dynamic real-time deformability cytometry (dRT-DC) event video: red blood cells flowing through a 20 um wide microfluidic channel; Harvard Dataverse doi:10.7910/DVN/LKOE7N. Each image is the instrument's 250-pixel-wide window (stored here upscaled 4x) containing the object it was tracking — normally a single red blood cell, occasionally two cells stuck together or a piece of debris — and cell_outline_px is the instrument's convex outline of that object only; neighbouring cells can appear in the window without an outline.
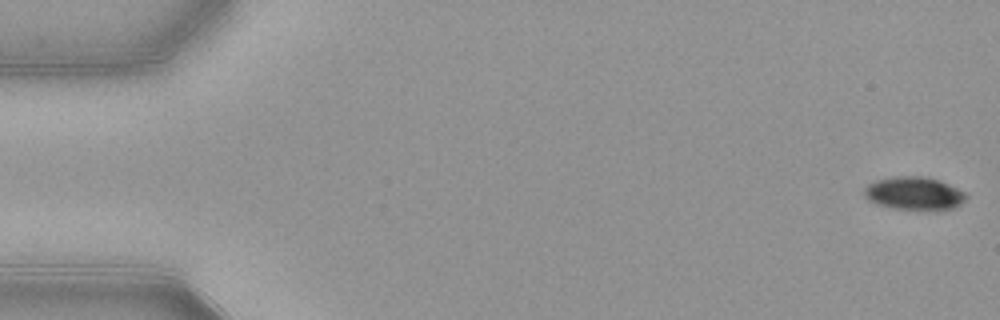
{"species": "common noctule bat (a hibernating species)", "species_latin": "Nyctalus noctula", "temperature_condition": "warm", "stored_images_in_passage": 13, "camera_frame_rate_fps": 3000, "um_per_image_px": 0.085, "animal": {"sex": "female", "body_mass_g": 21.9}, "frame": {"image": 1, "passage_image": 1, "time_ms": 0.0, "image_size_px": [1000, 320], "cell_outline_px": [[968, 196], [956, 208], [920, 212], [892, 208], [876, 204], [868, 200], [864, 196], [864, 188], [868, 184], [876, 180], [892, 176], [924, 176], [940, 180], [964, 192]], "centroid_in_image_um": [77.69, 16.47], "position_along_channel_um": 7.3, "area_um2": 20.23}}